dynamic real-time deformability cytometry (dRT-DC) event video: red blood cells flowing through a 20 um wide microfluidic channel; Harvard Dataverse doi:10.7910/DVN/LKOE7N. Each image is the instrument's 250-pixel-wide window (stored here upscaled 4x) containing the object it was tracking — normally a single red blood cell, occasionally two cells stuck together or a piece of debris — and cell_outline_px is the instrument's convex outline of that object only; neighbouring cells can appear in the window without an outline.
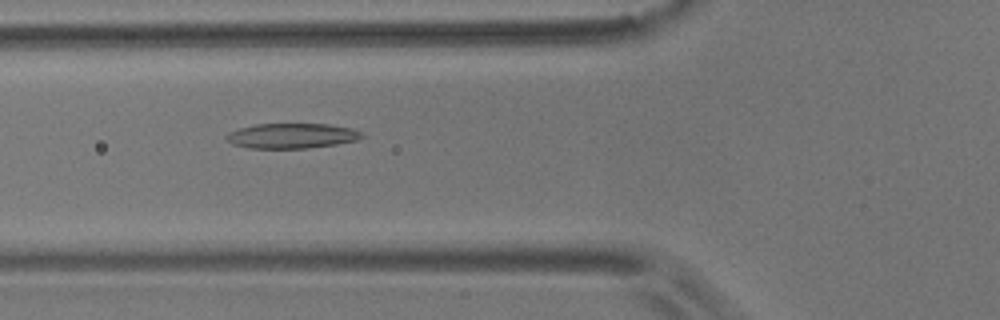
{"species": "common noctule bat (a hibernating species)", "species_latin": "Nyctalus noctula", "temperature_condition": "room temperature", "stored_images_in_passage": 3, "camera_frame_rate_fps": 3000, "um_per_image_px": 0.085, "animal": {"sex": "male", "body_mass_g": 17.9}, "frame": {"image": 1, "passage_image": 2, "time_ms": 1.0, "image_size_px": [1000, 320], "cell_outline_px": [[364, 136], [356, 140], [336, 144], [308, 148], [248, 148], [232, 144], [224, 136], [228, 132], [240, 128], [256, 124], [328, 124], [352, 128], [364, 132]], "centroid_in_image_um": [24.81, 11.54], "position_along_channel_um": 101.0, "area_um2": 19.83}}
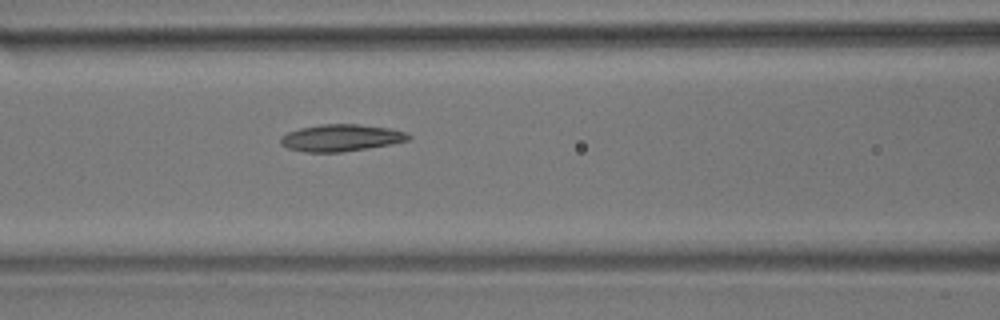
{"frame": {"image": 2, "passage_image": 3, "time_ms": 2.0, "image_size_px": [1000, 320], "cell_outline_px": [[412, 136], [408, 140], [368, 148], [340, 152], [304, 152], [288, 148], [280, 144], [280, 136], [288, 132], [300, 128], [320, 124], [360, 124], [392, 128], [404, 132]], "centroid_in_image_um": [28.96, 11.71], "position_along_channel_um": 137.6, "area_um2": 20.06}}